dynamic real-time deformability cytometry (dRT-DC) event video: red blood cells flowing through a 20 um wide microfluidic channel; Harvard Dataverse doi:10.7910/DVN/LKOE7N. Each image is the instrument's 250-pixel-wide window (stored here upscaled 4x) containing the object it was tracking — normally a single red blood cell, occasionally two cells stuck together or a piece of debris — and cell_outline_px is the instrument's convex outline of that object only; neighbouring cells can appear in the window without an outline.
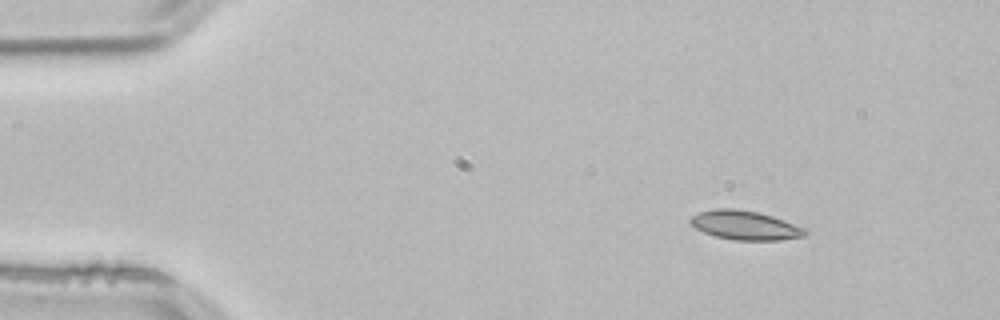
{"species": "common noctule bat (a hibernating species)", "species_latin": "Nyctalus noctula", "temperature_condition": "room temperature", "stored_images_in_passage": 47, "camera_frame_rate_fps": 3000, "um_per_image_px": 0.085, "animal": {"sex": "male", "body_mass_g": 21.5, "forearm_length_mm": 52.0}, "frame": {"image": 1, "passage_image": 1, "time_ms": 0.0, "image_size_px": [1000, 320], "cell_outline_px": [[808, 232], [804, 236], [780, 240], [736, 240], [716, 236], [704, 232], [696, 228], [688, 220], [692, 216], [700, 212], [716, 208], [736, 208], [756, 212], [772, 216], [808, 228]], "centroid_in_image_um": [63.37, 19.14], "position_along_channel_um": 21.6, "area_um2": 19.42}}
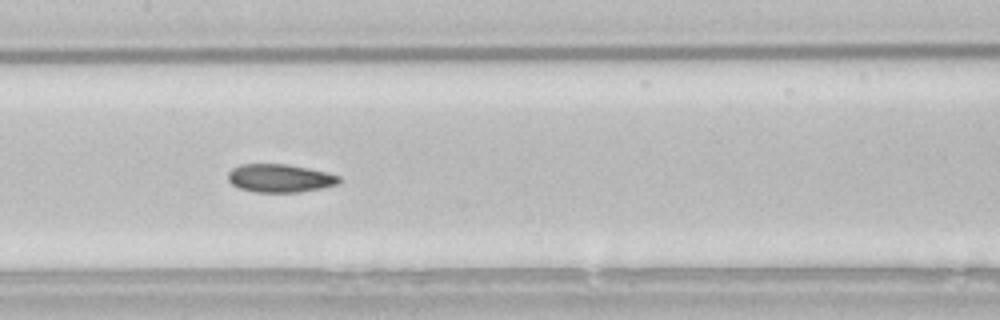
{"frame": {"image": 2, "passage_image": 20, "time_ms": 6.333, "image_size_px": [1000, 320], "cell_outline_px": [[340, 184], [300, 192], [256, 192], [240, 188], [232, 184], [228, 180], [228, 172], [232, 168], [240, 164], [288, 164], [308, 168], [340, 176]], "centroid_in_image_um": [23.78, 15.14], "position_along_channel_um": 183.6, "area_um2": 18.21}}
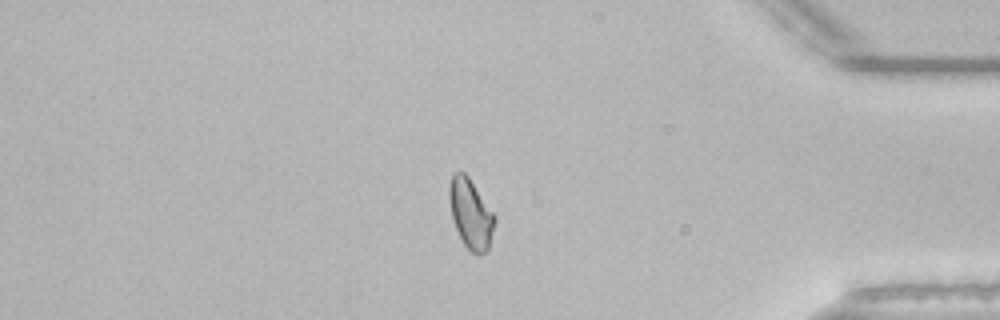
{"frame": {"image": 3, "passage_image": 39, "time_ms": 12.667, "image_size_px": [1000, 320], "cell_outline_px": [[496, 220], [488, 248], [480, 256], [472, 252], [464, 244], [456, 228], [452, 216], [448, 196], [448, 188], [452, 176], [456, 172], [464, 172], [468, 176], [496, 216]], "centroid_in_image_um": [40.01, 18.16], "position_along_channel_um": 395.2, "area_um2": 18.21}, "authors_computed_cell_mechanics": {"area_um2": 18.5538, "velocity_mm_per_s": 3.8399, "shape_relaxation_time_tau1_ms": null, "shape_relaxation_time_tau2_ms": 4.2599, "deformation_change_tau1": null, "deformation_change_tau2": 0.0911}}